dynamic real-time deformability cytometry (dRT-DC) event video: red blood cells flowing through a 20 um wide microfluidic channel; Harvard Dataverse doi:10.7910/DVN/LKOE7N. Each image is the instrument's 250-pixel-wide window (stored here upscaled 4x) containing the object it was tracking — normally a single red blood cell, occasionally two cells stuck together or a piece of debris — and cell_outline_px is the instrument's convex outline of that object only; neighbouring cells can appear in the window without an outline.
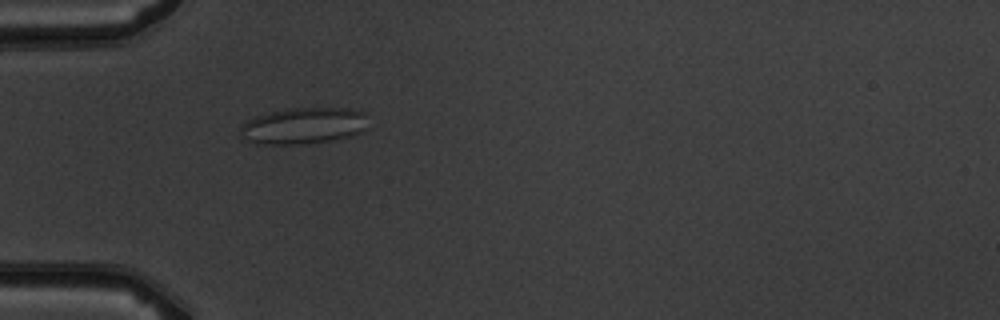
{"species": "common noctule bat (a hibernating species)", "species_latin": "Nyctalus noctula", "temperature_condition": "warm", "stored_images_in_passage": 4, "camera_frame_rate_fps": 3000, "um_per_image_px": 0.085, "animal": {"sex": "male", "body_mass_g": 19.5, "forearm_length_mm": 54.6}, "frame": {"image": 1, "passage_image": 4, "time_ms": 4.333, "image_size_px": [1000, 320], "cell_outline_px": [[368, 112], [364, 132], [348, 136], [308, 144], [256, 144], [248, 140], [240, 128], [248, 120], [256, 116], [272, 112], [292, 108], [348, 108]], "centroid_in_image_um": [25.87, 10.68], "position_along_channel_um": 59.1, "area_um2": 26.88}}